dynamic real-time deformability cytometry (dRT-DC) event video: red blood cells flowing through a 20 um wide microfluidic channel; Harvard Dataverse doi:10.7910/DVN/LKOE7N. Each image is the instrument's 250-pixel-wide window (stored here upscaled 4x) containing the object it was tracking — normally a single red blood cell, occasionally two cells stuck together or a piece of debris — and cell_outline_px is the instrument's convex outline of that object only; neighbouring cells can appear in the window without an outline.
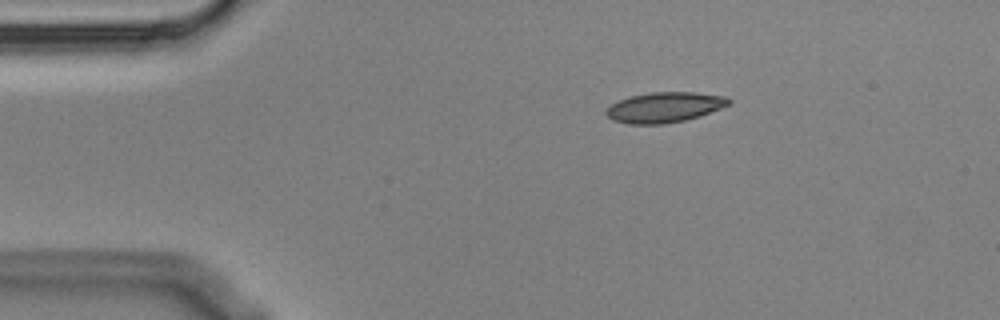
{"species": "Egyptian fruit bat (a non-hibernating species)", "species_latin": "Rousettus aegyptiacus", "temperature_condition": "cold", "stored_images_in_passage": 4, "camera_frame_rate_fps": 3000, "um_per_image_px": 0.085, "animal": {"sex": "male"}, "frame": {"image": 1, "passage_image": 1, "time_ms": 0.0, "image_size_px": [1000, 320], "cell_outline_px": [[732, 104], [700, 116], [684, 120], [664, 124], [628, 124], [612, 120], [604, 112], [612, 104], [620, 100], [632, 96], [652, 92], [696, 92], [728, 96], [732, 100]], "centroid_in_image_um": [56.55, 9.12], "position_along_channel_um": 28.5, "area_um2": 21.73}}
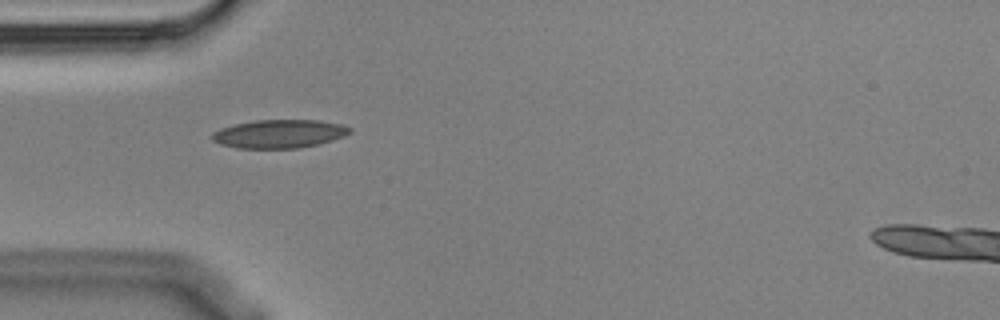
{"frame": {"image": 2, "passage_image": 3, "time_ms": 0.667, "image_size_px": [1000, 320], "cell_outline_px": [[352, 132], [344, 136], [320, 144], [300, 148], [236, 148], [220, 144], [212, 140], [212, 132], [220, 128], [236, 124], [256, 120], [316, 120], [340, 124], [352, 128]], "centroid_in_image_um": [23.74, 11.38], "position_along_channel_um": 61.3, "area_um2": 22.83}}
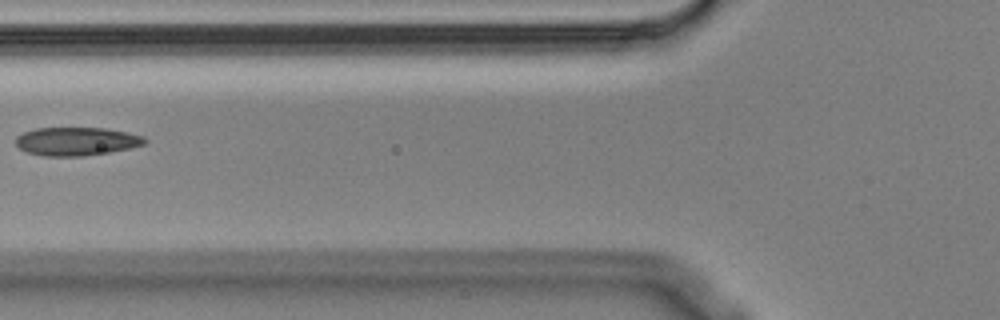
{"frame": {"image": 3, "passage_image": 4, "time_ms": 1.0, "image_size_px": [1000, 320], "cell_outline_px": [[148, 140], [144, 144], [132, 148], [84, 156], [44, 156], [28, 152], [20, 148], [16, 144], [16, 136], [24, 132], [36, 128], [104, 128], [128, 132], [144, 136]], "centroid_in_image_um": [6.53, 12.01], "position_along_channel_um": 119.3, "area_um2": 21.33}}